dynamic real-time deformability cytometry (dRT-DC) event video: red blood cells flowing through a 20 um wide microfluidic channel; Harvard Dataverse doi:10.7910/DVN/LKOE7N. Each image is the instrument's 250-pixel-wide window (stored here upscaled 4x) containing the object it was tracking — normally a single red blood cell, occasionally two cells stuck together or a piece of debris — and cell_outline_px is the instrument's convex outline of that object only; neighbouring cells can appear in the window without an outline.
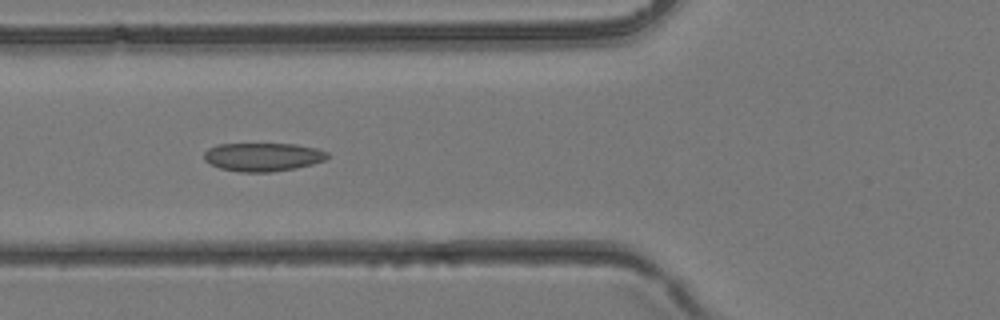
{"species": "common noctule bat (a hibernating species)", "species_latin": "Nyctalus noctula", "temperature_condition": "room temperature", "stored_images_in_passage": 38, "camera_frame_rate_fps": 3000, "um_per_image_px": 0.085, "animal": {"sex": "female", "body_mass_g": 24.6, "forearm_length_mm": 56.2}, "frame": {"image": 1, "passage_image": 14, "time_ms": 4.333, "image_size_px": [1000, 320], "cell_outline_px": [[328, 156], [324, 160], [312, 164], [296, 168], [272, 172], [240, 172], [220, 168], [204, 160], [204, 152], [208, 148], [216, 144], [296, 144], [316, 148], [328, 152]], "centroid_in_image_um": [22.33, 13.34], "position_along_channel_um": 103.5, "area_um2": 20.46}}
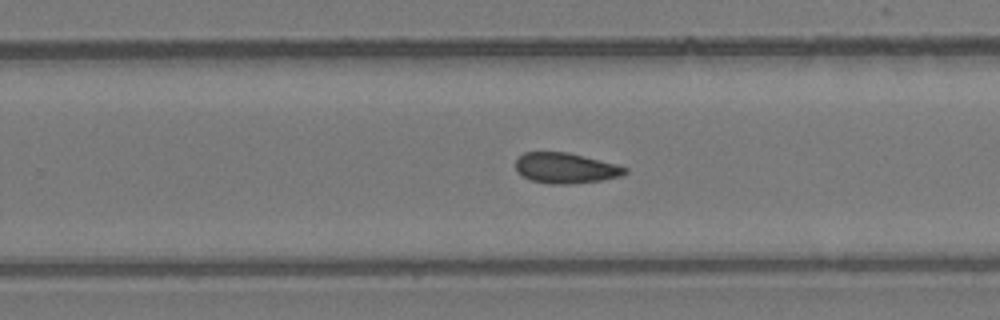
{"frame": {"image": 2, "passage_image": 24, "time_ms": 7.667, "image_size_px": [1000, 320], "cell_outline_px": [[628, 172], [620, 176], [600, 180], [568, 184], [548, 184], [532, 180], [516, 172], [516, 160], [524, 152], [568, 152], [616, 164], [628, 168]], "centroid_in_image_um": [48.07, 14.28], "position_along_channel_um": 281.7, "area_um2": 19.31}}
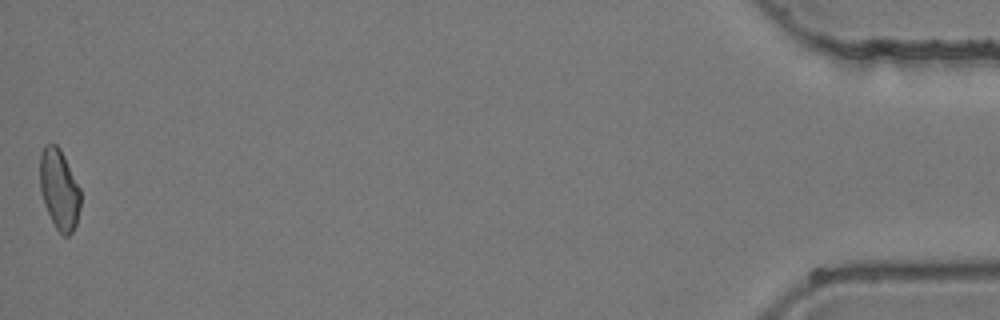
{"frame": {"image": 3, "passage_image": 38, "time_ms": 12.333, "image_size_px": [1000, 320], "cell_outline_px": [[80, 208], [76, 224], [72, 232], [68, 236], [64, 236], [56, 228], [44, 204], [40, 188], [40, 152], [44, 144], [56, 144], [60, 148], [80, 188]], "centroid_in_image_um": [5.03, 16.07], "position_along_channel_um": 430.2, "area_um2": 18.96}}